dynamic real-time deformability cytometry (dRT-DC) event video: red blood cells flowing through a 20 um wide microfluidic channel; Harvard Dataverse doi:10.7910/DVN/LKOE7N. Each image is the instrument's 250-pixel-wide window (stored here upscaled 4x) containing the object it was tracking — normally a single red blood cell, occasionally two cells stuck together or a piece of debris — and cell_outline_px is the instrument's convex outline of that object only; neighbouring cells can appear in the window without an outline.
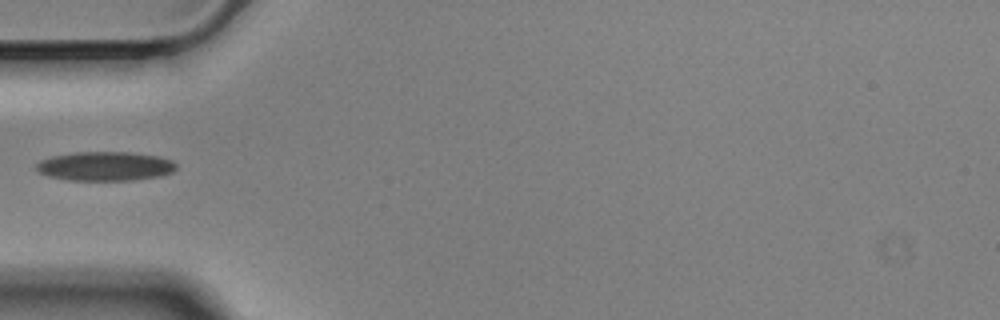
{"species": "Egyptian fruit bat (a non-hibernating species)", "species_latin": "Rousettus aegyptiacus", "temperature_condition": "cold", "stored_images_in_passage": 40, "camera_frame_rate_fps": 3000, "um_per_image_px": 0.085, "animal": {"sex": "male"}, "frame": {"image": 1, "passage_image": 1, "time_ms": 0.0, "image_size_px": [1000, 320], "cell_outline_px": [[176, 168], [172, 172], [160, 176], [128, 180], [68, 180], [48, 176], [40, 172], [36, 168], [36, 164], [40, 160], [52, 156], [76, 152], [128, 152], [160, 156], [172, 160], [176, 164]], "centroid_in_image_um": [8.94, 14.12], "position_along_channel_um": 76.1, "area_um2": 23.7}}
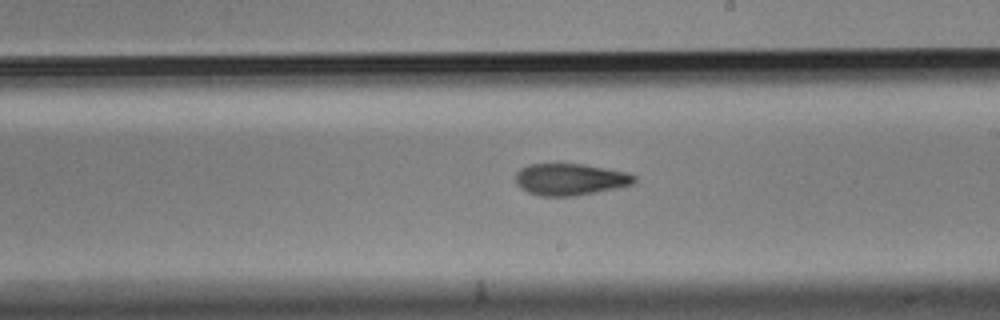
{"frame": {"image": 2, "passage_image": 15, "time_ms": 4.667, "image_size_px": [1000, 320], "cell_outline_px": [[636, 180], [632, 184], [616, 188], [576, 196], [540, 196], [528, 192], [520, 188], [516, 184], [516, 172], [520, 168], [528, 164], [584, 164], [628, 172], [636, 176]], "centroid_in_image_um": [48.45, 15.24], "position_along_channel_um": 240.5, "area_um2": 22.08}}
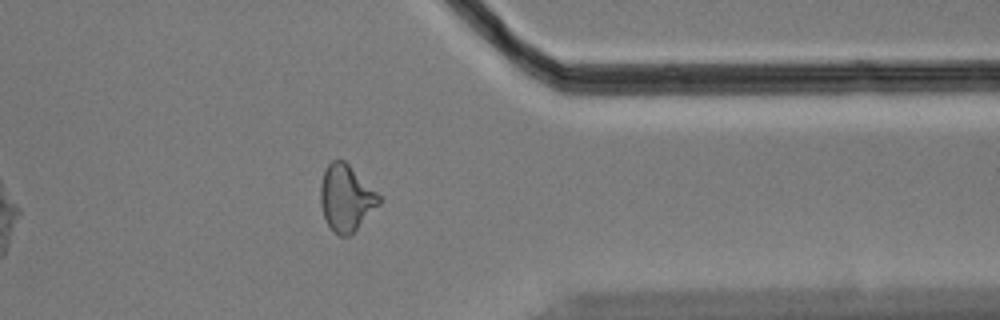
{"frame": {"image": 3, "passage_image": 28, "time_ms": 9.0, "image_size_px": [1000, 320], "cell_outline_px": [[380, 204], [348, 236], [340, 236], [328, 224], [324, 216], [320, 204], [320, 184], [324, 168], [332, 160], [344, 160], [380, 196]], "centroid_in_image_um": [29.38, 16.8], "position_along_channel_um": 382.0, "area_um2": 22.14}}